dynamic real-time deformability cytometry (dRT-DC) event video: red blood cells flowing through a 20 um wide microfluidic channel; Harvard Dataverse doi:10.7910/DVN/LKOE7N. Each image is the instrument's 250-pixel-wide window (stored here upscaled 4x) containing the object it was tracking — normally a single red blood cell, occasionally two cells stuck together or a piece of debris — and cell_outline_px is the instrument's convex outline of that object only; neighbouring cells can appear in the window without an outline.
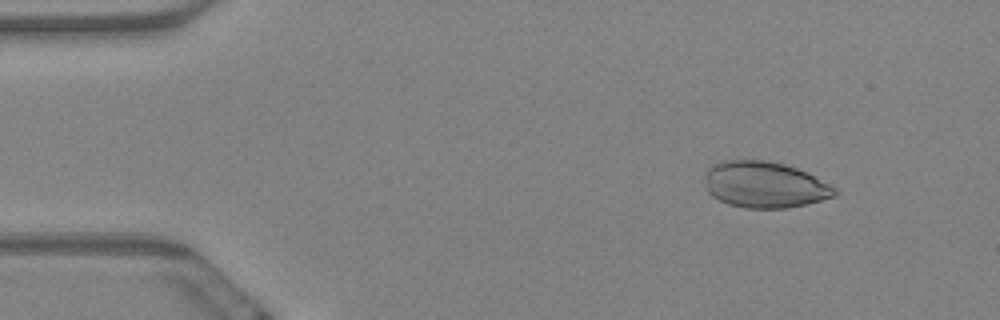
{"species": "Egyptian fruit bat (a non-hibernating species)", "species_latin": "Rousettus aegyptiacus", "temperature_condition": "warm", "stored_images_in_passage": 54, "camera_frame_rate_fps": 3000, "um_per_image_px": 0.085, "animal": {"sex": "female"}, "frame": {"image": 1, "passage_image": 2, "time_ms": 0.333, "image_size_px": [1000, 320], "cell_outline_px": [[840, 192], [836, 196], [808, 204], [788, 208], [744, 208], [728, 204], [712, 196], [708, 192], [704, 172], [712, 164], [724, 160], [768, 160], [784, 164], [808, 172], [836, 188]], "centroid_in_image_um": [65.01, 15.7], "position_along_channel_um": 20.0, "area_um2": 35.37}}
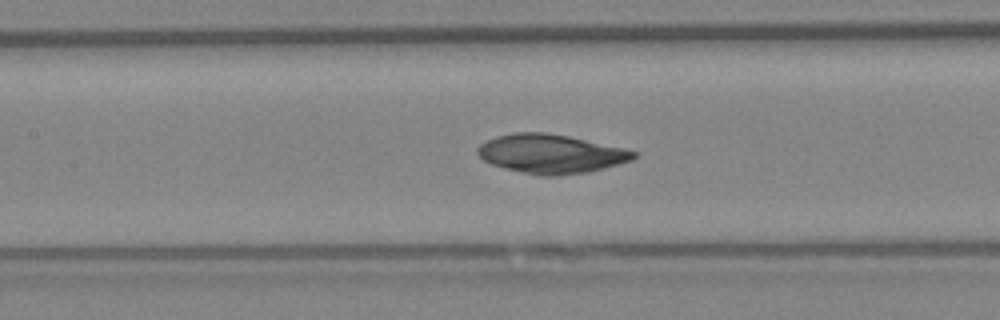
{"frame": {"image": 2, "passage_image": 22, "time_ms": 7.0, "image_size_px": [1000, 320], "cell_outline_px": [[636, 156], [632, 160], [604, 168], [588, 172], [556, 176], [540, 176], [492, 164], [484, 160], [476, 152], [476, 148], [480, 144], [496, 136], [516, 132], [544, 132], [568, 136], [624, 148], [636, 152]], "centroid_in_image_um": [46.82, 13.07], "position_along_channel_um": 160.6, "area_um2": 35.14}}
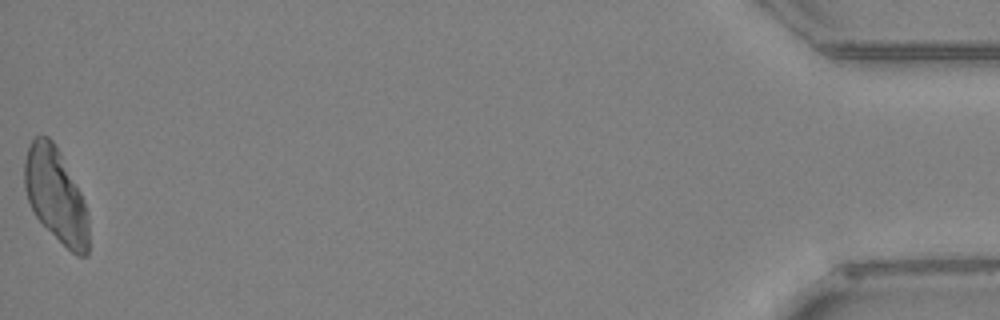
{"frame": {"image": 3, "passage_image": 54, "time_ms": 17.667, "image_size_px": [1000, 320], "cell_outline_px": [[88, 256], [76, 256], [36, 216], [28, 200], [24, 188], [24, 160], [28, 144], [36, 136], [48, 136], [52, 140], [60, 152], [84, 200], [88, 212]], "centroid_in_image_um": [4.74, 16.57], "position_along_channel_um": 430.5, "area_um2": 34.85}}